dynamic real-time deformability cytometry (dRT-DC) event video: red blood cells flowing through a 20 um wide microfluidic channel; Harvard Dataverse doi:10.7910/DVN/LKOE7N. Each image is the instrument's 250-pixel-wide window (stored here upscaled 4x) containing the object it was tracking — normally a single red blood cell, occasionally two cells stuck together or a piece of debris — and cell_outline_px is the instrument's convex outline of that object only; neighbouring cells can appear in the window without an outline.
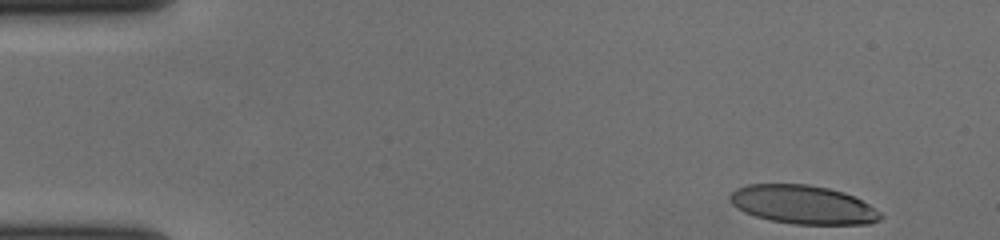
{"species": "human", "species_latin": "Homo sapiens", "temperature_condition": "cold", "stored_images_in_passage": 45, "camera_frame_rate_fps": 3000, "um_per_image_px": 0.085, "donor": {"sex": "female"}, "frame": {"image": 1, "passage_image": 1, "time_ms": 0.0, "image_size_px": [1000, 240], "cell_outline_px": [[884, 216], [880, 220], [868, 224], [796, 224], [768, 220], [744, 212], [736, 208], [728, 200], [728, 196], [736, 188], [748, 184], [808, 184], [828, 188], [844, 192], [868, 204], [880, 212]], "centroid_in_image_um": [68.22, 17.39], "position_along_channel_um": 16.8, "area_um2": 33.99}}
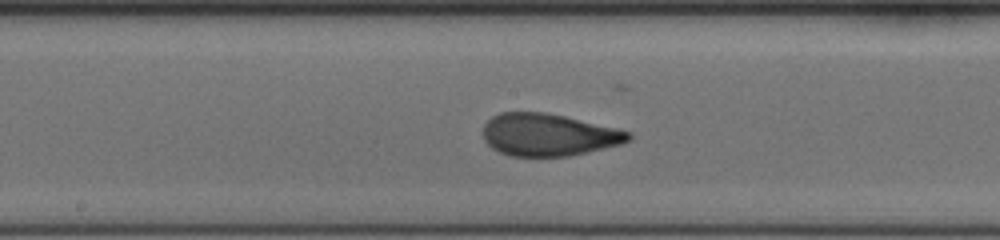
{"frame": {"image": 2, "passage_image": 26, "time_ms": 8.333, "image_size_px": [1000, 240], "cell_outline_px": [[632, 136], [628, 140], [620, 144], [568, 156], [508, 156], [492, 148], [484, 140], [484, 124], [492, 116], [500, 112], [544, 112], [564, 116], [616, 128], [632, 132]], "centroid_in_image_um": [46.59, 11.45], "position_along_channel_um": 201.6, "area_um2": 35.6}}
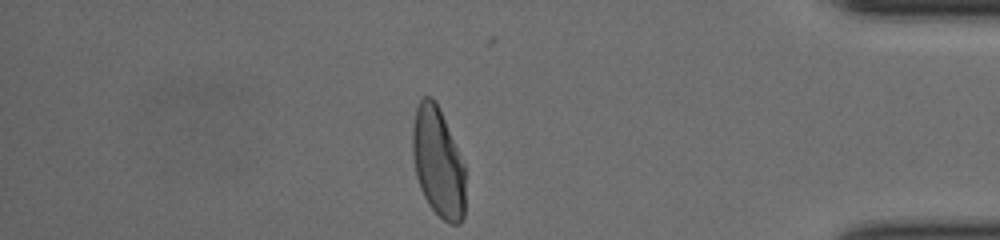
{"frame": {"image": 3, "passage_image": 45, "time_ms": 14.667, "image_size_px": [1000, 240], "cell_outline_px": [[464, 216], [460, 224], [448, 224], [428, 204], [420, 188], [416, 176], [412, 156], [412, 128], [416, 108], [420, 100], [424, 96], [432, 96], [436, 100], [440, 108], [464, 164]], "centroid_in_image_um": [37.22, 13.78], "position_along_channel_um": 398.0, "area_um2": 33.87}, "authors_computed_cell_mechanics": {"area_um2": 36.0094, "velocity_mm_per_s": 3.6413, "shape_relaxation_time_tau1_ms": 5.1699, "shape_relaxation_time_tau2_ms": 0.8515, "deformation_change_tau1": 0.2032, "deformation_change_tau2": 0.073}}